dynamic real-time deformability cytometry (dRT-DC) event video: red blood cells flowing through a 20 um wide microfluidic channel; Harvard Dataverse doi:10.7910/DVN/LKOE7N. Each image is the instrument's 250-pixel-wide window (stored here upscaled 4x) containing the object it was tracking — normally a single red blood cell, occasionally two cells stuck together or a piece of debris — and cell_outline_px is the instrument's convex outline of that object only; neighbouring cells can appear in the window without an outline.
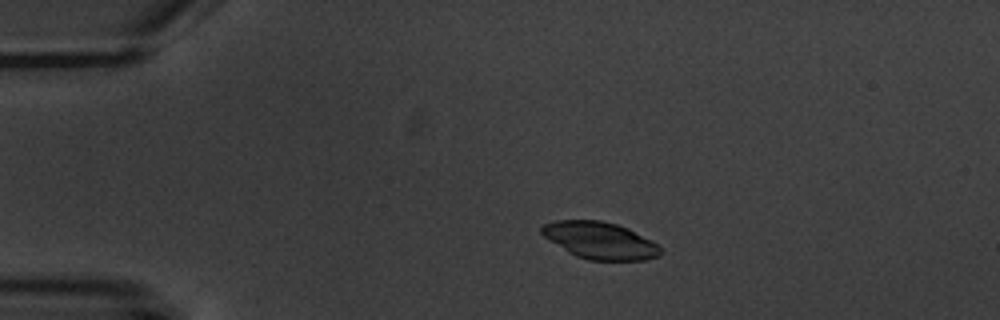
{"species": "common noctule bat (a hibernating species)", "species_latin": "Nyctalus noctula", "temperature_condition": "warm", "stored_images_in_passage": 5, "camera_frame_rate_fps": 3000, "um_per_image_px": 0.085, "animal": {"sex": "male", "body_mass_g": 20.1, "forearm_length_mm": 53.5}, "frame": {"image": 1, "passage_image": 3, "time_ms": 2.333, "image_size_px": [1000, 320], "cell_outline_px": [[664, 252], [656, 256], [644, 260], [588, 260], [576, 256], [568, 252], [544, 236], [540, 232], [540, 228], [544, 224], [556, 220], [600, 220], [616, 224], [628, 228], [652, 240]], "centroid_in_image_um": [50.99, 20.43], "position_along_channel_um": 34.0, "area_um2": 25.49}}
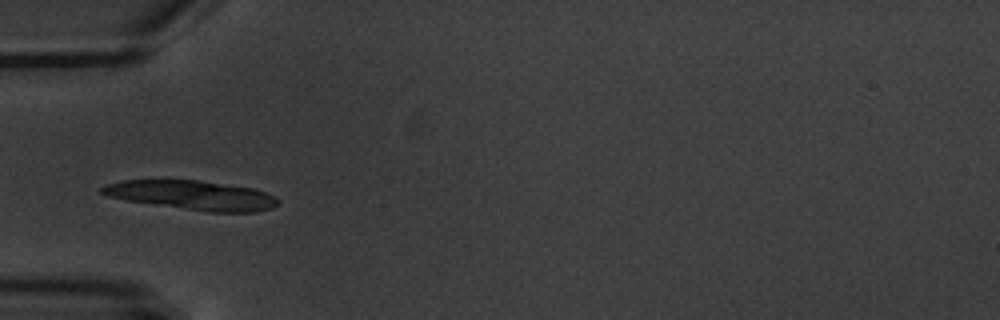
{"frame": {"image": 2, "passage_image": 5, "time_ms": 4.667, "image_size_px": [1000, 320], "cell_outline_px": [[280, 204], [272, 208], [256, 212], [208, 212], [128, 200], [108, 196], [100, 192], [100, 188], [104, 184], [124, 180], [200, 180], [252, 188], [276, 196], [280, 200]], "centroid_in_image_um": [16.38, 16.59], "position_along_channel_um": 68.6, "area_um2": 29.94}}